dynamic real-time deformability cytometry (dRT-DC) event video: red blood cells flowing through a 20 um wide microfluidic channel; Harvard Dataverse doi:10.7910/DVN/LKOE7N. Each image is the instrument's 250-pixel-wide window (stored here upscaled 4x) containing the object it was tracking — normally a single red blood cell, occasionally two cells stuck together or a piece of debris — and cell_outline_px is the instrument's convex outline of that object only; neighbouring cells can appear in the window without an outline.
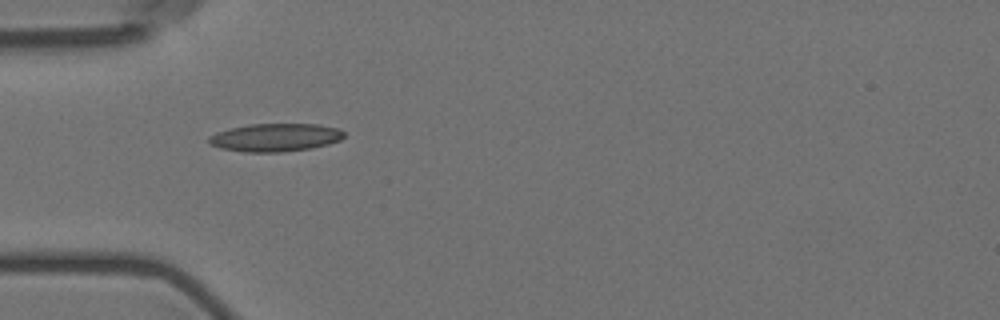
{"species": "Egyptian fruit bat (a non-hibernating species)", "species_latin": "Rousettus aegyptiacus", "temperature_condition": "room temperature", "stored_images_in_passage": 2, "camera_frame_rate_fps": 3000, "um_per_image_px": 0.085, "animal": {"sex": "female"}, "frame": {"image": 1, "passage_image": 1, "time_ms": 0.0, "image_size_px": [1000, 320], "cell_outline_px": [[344, 136], [340, 140], [328, 144], [312, 148], [280, 152], [244, 152], [220, 148], [208, 144], [208, 136], [216, 132], [248, 124], [320, 124], [340, 128], [344, 132]], "centroid_in_image_um": [23.4, 11.68], "position_along_channel_um": 61.6, "area_um2": 22.25}}
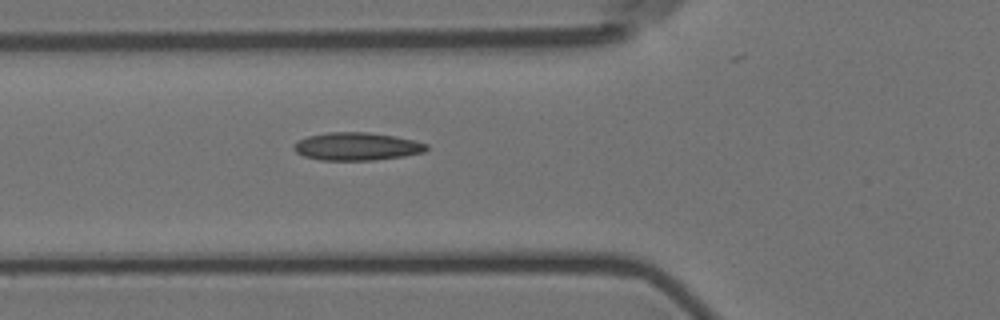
{"frame": {"image": 2, "passage_image": 2, "time_ms": 1.0, "image_size_px": [1000, 320], "cell_outline_px": [[428, 148], [424, 152], [404, 156], [376, 160], [320, 160], [304, 156], [296, 152], [292, 148], [292, 144], [308, 136], [328, 132], [368, 132], [396, 136], [428, 144]], "centroid_in_image_um": [30.32, 12.45], "position_along_channel_um": 95.5, "area_um2": 21.62}}